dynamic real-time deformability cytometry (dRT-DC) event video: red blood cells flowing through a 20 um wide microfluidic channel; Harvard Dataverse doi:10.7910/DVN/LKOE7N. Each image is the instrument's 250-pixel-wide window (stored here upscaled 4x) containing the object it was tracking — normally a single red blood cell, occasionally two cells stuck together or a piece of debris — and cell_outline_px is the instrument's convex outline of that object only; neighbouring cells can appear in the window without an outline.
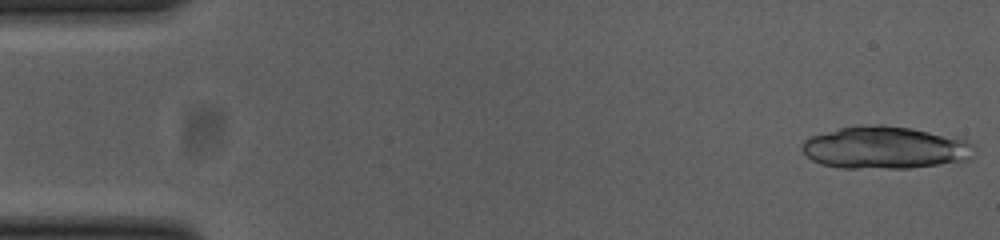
{"species": "common noctule bat (a hibernating species)", "species_latin": "Nyctalus noctula", "temperature_condition": "cold", "stored_images_in_passage": 24, "camera_frame_rate_fps": 3000, "um_per_image_px": 0.085, "animal": {"sex": "female", "body_mass_g": 23.0, "forearm_length_mm": 53.4}, "frame": {"image": 1, "passage_image": 1, "time_ms": 0.0, "image_size_px": [1000, 240], "cell_outline_px": [[976, 148], [968, 160], [912, 168], [840, 168], [820, 164], [812, 160], [800, 148], [804, 140], [812, 136], [840, 128], [876, 124], [880, 124], [912, 128], [956, 136], [968, 140]], "centroid_in_image_um": [75.27, 12.55], "position_along_channel_um": 9.7, "area_um2": 42.77}}
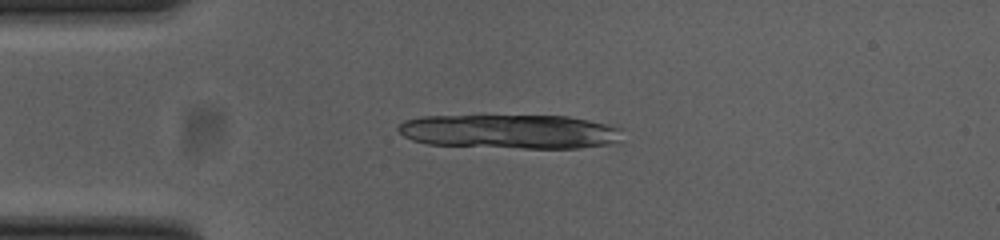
{"frame": {"image": 2, "passage_image": 12, "time_ms": 3.667, "image_size_px": [1000, 240], "cell_outline_px": [[624, 128], [620, 144], [580, 148], [524, 148], [428, 144], [412, 140], [404, 136], [396, 128], [404, 120], [424, 116], [568, 116], [588, 120]], "centroid_in_image_um": [43.45, 11.19], "position_along_channel_um": 41.6, "area_um2": 45.08}}